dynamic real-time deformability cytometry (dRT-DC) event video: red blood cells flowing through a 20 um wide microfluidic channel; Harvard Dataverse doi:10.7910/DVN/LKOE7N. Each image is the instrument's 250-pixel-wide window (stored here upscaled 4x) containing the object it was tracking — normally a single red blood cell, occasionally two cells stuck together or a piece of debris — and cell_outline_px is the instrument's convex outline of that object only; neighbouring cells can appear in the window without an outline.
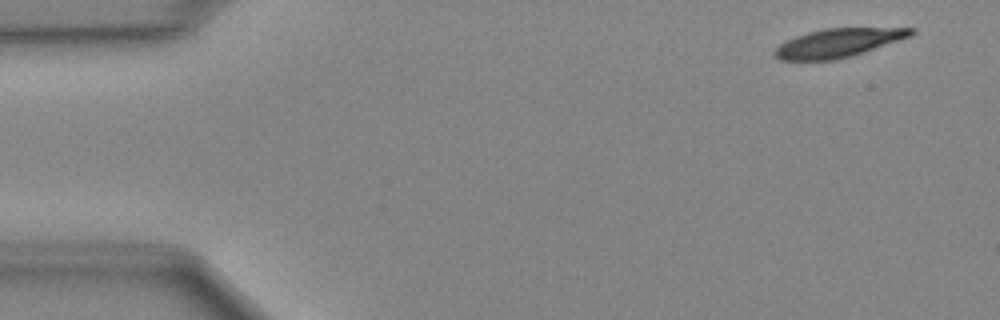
{"species": "Egyptian fruit bat (a non-hibernating species)", "species_latin": "Rousettus aegyptiacus", "temperature_condition": "cold", "stored_images_in_passage": 49, "camera_frame_rate_fps": 3000, "um_per_image_px": 0.085, "animal": {"sex": "female"}, "frame": {"image": 1, "passage_image": 3, "time_ms": 0.667, "image_size_px": [1000, 320], "cell_outline_px": [[916, 32], [912, 36], [852, 56], [836, 60], [780, 60], [772, 56], [772, 52], [780, 44], [796, 36], [808, 32], [824, 28], [916, 28]], "centroid_in_image_um": [71.25, 3.65], "position_along_channel_um": 13.8, "area_um2": 22.83}}
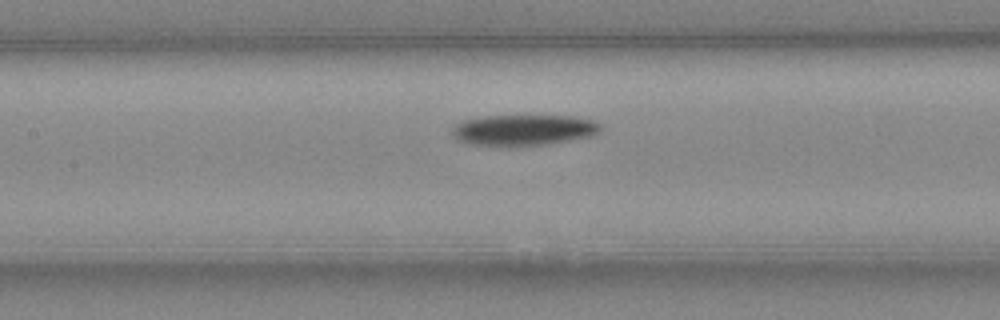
{"frame": {"image": 2, "passage_image": 22, "time_ms": 7.0, "image_size_px": [1000, 320], "cell_outline_px": [[604, 128], [600, 132], [592, 136], [548, 144], [512, 148], [468, 144], [456, 140], [452, 136], [452, 128], [460, 120], [484, 116], [572, 116], [592, 120], [600, 124]], "centroid_in_image_um": [44.46, 11.08], "position_along_channel_um": 162.9, "area_um2": 27.57}}
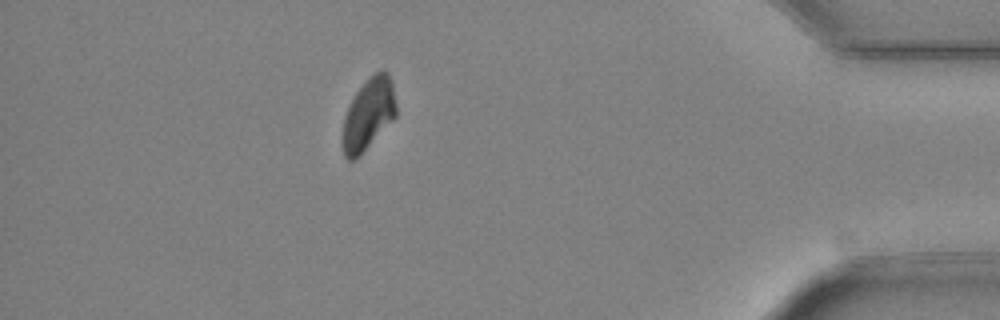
{"frame": {"image": 3, "passage_image": 43, "time_ms": 14.0, "image_size_px": [1000, 320], "cell_outline_px": [[396, 116], [360, 156], [356, 160], [348, 160], [344, 156], [344, 116], [356, 92], [368, 76], [376, 72], [388, 72], [392, 80], [396, 104]], "centroid_in_image_um": [31.34, 9.69], "position_along_channel_um": 403.9, "area_um2": 22.08}}